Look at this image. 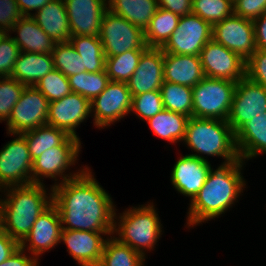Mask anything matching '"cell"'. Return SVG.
<instances>
[{"mask_svg": "<svg viewBox=\"0 0 266 266\" xmlns=\"http://www.w3.org/2000/svg\"><path fill=\"white\" fill-rule=\"evenodd\" d=\"M54 69L52 54L20 51L10 77L25 86H35L41 78Z\"/></svg>", "mask_w": 266, "mask_h": 266, "instance_id": "cell-26", "label": "cell"}, {"mask_svg": "<svg viewBox=\"0 0 266 266\" xmlns=\"http://www.w3.org/2000/svg\"><path fill=\"white\" fill-rule=\"evenodd\" d=\"M99 38L105 57L148 48L144 40V31L140 27L109 10L104 13L102 18Z\"/></svg>", "mask_w": 266, "mask_h": 266, "instance_id": "cell-8", "label": "cell"}, {"mask_svg": "<svg viewBox=\"0 0 266 266\" xmlns=\"http://www.w3.org/2000/svg\"><path fill=\"white\" fill-rule=\"evenodd\" d=\"M237 82L204 77L192 87L193 117L227 121Z\"/></svg>", "mask_w": 266, "mask_h": 266, "instance_id": "cell-7", "label": "cell"}, {"mask_svg": "<svg viewBox=\"0 0 266 266\" xmlns=\"http://www.w3.org/2000/svg\"><path fill=\"white\" fill-rule=\"evenodd\" d=\"M199 57L206 77L235 82L245 77L246 61L214 39L206 43Z\"/></svg>", "mask_w": 266, "mask_h": 266, "instance_id": "cell-15", "label": "cell"}, {"mask_svg": "<svg viewBox=\"0 0 266 266\" xmlns=\"http://www.w3.org/2000/svg\"><path fill=\"white\" fill-rule=\"evenodd\" d=\"M145 260L130 246L110 236L105 242L99 266H144Z\"/></svg>", "mask_w": 266, "mask_h": 266, "instance_id": "cell-32", "label": "cell"}, {"mask_svg": "<svg viewBox=\"0 0 266 266\" xmlns=\"http://www.w3.org/2000/svg\"><path fill=\"white\" fill-rule=\"evenodd\" d=\"M131 107L132 94L127 83L110 81L107 87L91 100L93 124L99 129L107 128L130 114Z\"/></svg>", "mask_w": 266, "mask_h": 266, "instance_id": "cell-11", "label": "cell"}, {"mask_svg": "<svg viewBox=\"0 0 266 266\" xmlns=\"http://www.w3.org/2000/svg\"><path fill=\"white\" fill-rule=\"evenodd\" d=\"M61 232L60 215L52 203L38 216L29 234L20 243V247L39 260L42 254L60 244Z\"/></svg>", "mask_w": 266, "mask_h": 266, "instance_id": "cell-17", "label": "cell"}, {"mask_svg": "<svg viewBox=\"0 0 266 266\" xmlns=\"http://www.w3.org/2000/svg\"><path fill=\"white\" fill-rule=\"evenodd\" d=\"M81 146L80 139L69 136L61 145L45 150L33 160L32 183L43 185L44 178H49L54 180V184L51 186L53 187L80 175L88 166L80 167L81 169L72 173L70 169L78 163ZM66 170L69 171V174Z\"/></svg>", "mask_w": 266, "mask_h": 266, "instance_id": "cell-6", "label": "cell"}, {"mask_svg": "<svg viewBox=\"0 0 266 266\" xmlns=\"http://www.w3.org/2000/svg\"><path fill=\"white\" fill-rule=\"evenodd\" d=\"M20 247V244L11 238L5 231H0V263L5 261Z\"/></svg>", "mask_w": 266, "mask_h": 266, "instance_id": "cell-47", "label": "cell"}, {"mask_svg": "<svg viewBox=\"0 0 266 266\" xmlns=\"http://www.w3.org/2000/svg\"><path fill=\"white\" fill-rule=\"evenodd\" d=\"M48 109V99L35 86H26L6 122V133H24L46 125Z\"/></svg>", "mask_w": 266, "mask_h": 266, "instance_id": "cell-12", "label": "cell"}, {"mask_svg": "<svg viewBox=\"0 0 266 266\" xmlns=\"http://www.w3.org/2000/svg\"><path fill=\"white\" fill-rule=\"evenodd\" d=\"M192 13L213 26L234 13V3L231 0H192Z\"/></svg>", "mask_w": 266, "mask_h": 266, "instance_id": "cell-37", "label": "cell"}, {"mask_svg": "<svg viewBox=\"0 0 266 266\" xmlns=\"http://www.w3.org/2000/svg\"><path fill=\"white\" fill-rule=\"evenodd\" d=\"M13 32L17 34H14L13 39L20 51L52 54L56 43L40 28L31 16L20 18L10 31V33Z\"/></svg>", "mask_w": 266, "mask_h": 266, "instance_id": "cell-25", "label": "cell"}, {"mask_svg": "<svg viewBox=\"0 0 266 266\" xmlns=\"http://www.w3.org/2000/svg\"><path fill=\"white\" fill-rule=\"evenodd\" d=\"M266 112V88L246 76L237 82L228 124L234 134L252 118Z\"/></svg>", "mask_w": 266, "mask_h": 266, "instance_id": "cell-13", "label": "cell"}, {"mask_svg": "<svg viewBox=\"0 0 266 266\" xmlns=\"http://www.w3.org/2000/svg\"><path fill=\"white\" fill-rule=\"evenodd\" d=\"M69 42L81 56L83 72H101L105 70V53L102 42L96 36H71Z\"/></svg>", "mask_w": 266, "mask_h": 266, "instance_id": "cell-30", "label": "cell"}, {"mask_svg": "<svg viewBox=\"0 0 266 266\" xmlns=\"http://www.w3.org/2000/svg\"><path fill=\"white\" fill-rule=\"evenodd\" d=\"M212 39L245 61L256 51L253 21L234 13L213 25Z\"/></svg>", "mask_w": 266, "mask_h": 266, "instance_id": "cell-14", "label": "cell"}, {"mask_svg": "<svg viewBox=\"0 0 266 266\" xmlns=\"http://www.w3.org/2000/svg\"><path fill=\"white\" fill-rule=\"evenodd\" d=\"M234 14L254 21L266 13V0H236Z\"/></svg>", "mask_w": 266, "mask_h": 266, "instance_id": "cell-43", "label": "cell"}, {"mask_svg": "<svg viewBox=\"0 0 266 266\" xmlns=\"http://www.w3.org/2000/svg\"><path fill=\"white\" fill-rule=\"evenodd\" d=\"M26 86L12 77H0V122H7Z\"/></svg>", "mask_w": 266, "mask_h": 266, "instance_id": "cell-39", "label": "cell"}, {"mask_svg": "<svg viewBox=\"0 0 266 266\" xmlns=\"http://www.w3.org/2000/svg\"><path fill=\"white\" fill-rule=\"evenodd\" d=\"M22 17L16 0H0V27L10 33L14 24Z\"/></svg>", "mask_w": 266, "mask_h": 266, "instance_id": "cell-44", "label": "cell"}, {"mask_svg": "<svg viewBox=\"0 0 266 266\" xmlns=\"http://www.w3.org/2000/svg\"><path fill=\"white\" fill-rule=\"evenodd\" d=\"M87 167L77 177L52 187L62 229L113 235L115 203ZM67 225V226H66Z\"/></svg>", "mask_w": 266, "mask_h": 266, "instance_id": "cell-1", "label": "cell"}, {"mask_svg": "<svg viewBox=\"0 0 266 266\" xmlns=\"http://www.w3.org/2000/svg\"><path fill=\"white\" fill-rule=\"evenodd\" d=\"M55 42H67L72 36L63 0H52L31 16Z\"/></svg>", "mask_w": 266, "mask_h": 266, "instance_id": "cell-24", "label": "cell"}, {"mask_svg": "<svg viewBox=\"0 0 266 266\" xmlns=\"http://www.w3.org/2000/svg\"><path fill=\"white\" fill-rule=\"evenodd\" d=\"M180 16L163 8H158L144 30V40L148 47L161 48L178 26Z\"/></svg>", "mask_w": 266, "mask_h": 266, "instance_id": "cell-29", "label": "cell"}, {"mask_svg": "<svg viewBox=\"0 0 266 266\" xmlns=\"http://www.w3.org/2000/svg\"><path fill=\"white\" fill-rule=\"evenodd\" d=\"M89 116L91 117V101L71 92L62 99L49 102L47 124L80 139L76 134V128Z\"/></svg>", "mask_w": 266, "mask_h": 266, "instance_id": "cell-16", "label": "cell"}, {"mask_svg": "<svg viewBox=\"0 0 266 266\" xmlns=\"http://www.w3.org/2000/svg\"><path fill=\"white\" fill-rule=\"evenodd\" d=\"M235 144L244 162L266 154V112L252 118L235 133Z\"/></svg>", "mask_w": 266, "mask_h": 266, "instance_id": "cell-23", "label": "cell"}, {"mask_svg": "<svg viewBox=\"0 0 266 266\" xmlns=\"http://www.w3.org/2000/svg\"><path fill=\"white\" fill-rule=\"evenodd\" d=\"M246 162L240 158L211 167L206 181L189 203L186 225L194 227L214 218H219L238 202L246 188L242 170ZM191 226V227H190Z\"/></svg>", "mask_w": 266, "mask_h": 266, "instance_id": "cell-2", "label": "cell"}, {"mask_svg": "<svg viewBox=\"0 0 266 266\" xmlns=\"http://www.w3.org/2000/svg\"><path fill=\"white\" fill-rule=\"evenodd\" d=\"M21 134L26 139L32 160L45 150L61 145L69 137L63 130L48 124Z\"/></svg>", "mask_w": 266, "mask_h": 266, "instance_id": "cell-31", "label": "cell"}, {"mask_svg": "<svg viewBox=\"0 0 266 266\" xmlns=\"http://www.w3.org/2000/svg\"><path fill=\"white\" fill-rule=\"evenodd\" d=\"M20 53L11 33L0 40V77H10Z\"/></svg>", "mask_w": 266, "mask_h": 266, "instance_id": "cell-41", "label": "cell"}, {"mask_svg": "<svg viewBox=\"0 0 266 266\" xmlns=\"http://www.w3.org/2000/svg\"><path fill=\"white\" fill-rule=\"evenodd\" d=\"M52 56L55 69L66 77L83 72L82 58L69 41L56 43Z\"/></svg>", "mask_w": 266, "mask_h": 266, "instance_id": "cell-36", "label": "cell"}, {"mask_svg": "<svg viewBox=\"0 0 266 266\" xmlns=\"http://www.w3.org/2000/svg\"><path fill=\"white\" fill-rule=\"evenodd\" d=\"M183 143L191 149L189 155L204 161L209 160L204 155L222 157L223 163L239 158L235 134L225 120L190 117Z\"/></svg>", "mask_w": 266, "mask_h": 266, "instance_id": "cell-4", "label": "cell"}, {"mask_svg": "<svg viewBox=\"0 0 266 266\" xmlns=\"http://www.w3.org/2000/svg\"><path fill=\"white\" fill-rule=\"evenodd\" d=\"M71 91L93 100L109 84L110 78L106 70L101 72H81L68 77Z\"/></svg>", "mask_w": 266, "mask_h": 266, "instance_id": "cell-34", "label": "cell"}, {"mask_svg": "<svg viewBox=\"0 0 266 266\" xmlns=\"http://www.w3.org/2000/svg\"><path fill=\"white\" fill-rule=\"evenodd\" d=\"M163 107L166 110L193 116L192 88L164 81L160 88Z\"/></svg>", "mask_w": 266, "mask_h": 266, "instance_id": "cell-33", "label": "cell"}, {"mask_svg": "<svg viewBox=\"0 0 266 266\" xmlns=\"http://www.w3.org/2000/svg\"><path fill=\"white\" fill-rule=\"evenodd\" d=\"M107 6L109 11L143 31L159 8L157 0H107Z\"/></svg>", "mask_w": 266, "mask_h": 266, "instance_id": "cell-27", "label": "cell"}, {"mask_svg": "<svg viewBox=\"0 0 266 266\" xmlns=\"http://www.w3.org/2000/svg\"><path fill=\"white\" fill-rule=\"evenodd\" d=\"M8 34L6 30L0 27V40Z\"/></svg>", "mask_w": 266, "mask_h": 266, "instance_id": "cell-51", "label": "cell"}, {"mask_svg": "<svg viewBox=\"0 0 266 266\" xmlns=\"http://www.w3.org/2000/svg\"><path fill=\"white\" fill-rule=\"evenodd\" d=\"M213 26L200 16L190 13L181 16L178 26L161 47L164 53L198 55L212 39Z\"/></svg>", "mask_w": 266, "mask_h": 266, "instance_id": "cell-10", "label": "cell"}, {"mask_svg": "<svg viewBox=\"0 0 266 266\" xmlns=\"http://www.w3.org/2000/svg\"><path fill=\"white\" fill-rule=\"evenodd\" d=\"M145 50H130L125 53L106 57L105 70L110 81L126 82L138 67L141 54Z\"/></svg>", "mask_w": 266, "mask_h": 266, "instance_id": "cell-35", "label": "cell"}, {"mask_svg": "<svg viewBox=\"0 0 266 266\" xmlns=\"http://www.w3.org/2000/svg\"><path fill=\"white\" fill-rule=\"evenodd\" d=\"M23 16H32V11L36 13L40 8L52 0H16ZM31 11V12H30Z\"/></svg>", "mask_w": 266, "mask_h": 266, "instance_id": "cell-49", "label": "cell"}, {"mask_svg": "<svg viewBox=\"0 0 266 266\" xmlns=\"http://www.w3.org/2000/svg\"><path fill=\"white\" fill-rule=\"evenodd\" d=\"M211 167L210 161L189 154L181 155L172 168L171 184L178 193L189 197L191 202L203 187Z\"/></svg>", "mask_w": 266, "mask_h": 266, "instance_id": "cell-20", "label": "cell"}, {"mask_svg": "<svg viewBox=\"0 0 266 266\" xmlns=\"http://www.w3.org/2000/svg\"><path fill=\"white\" fill-rule=\"evenodd\" d=\"M25 252L21 247L17 248L8 259L0 263V266H39L40 261Z\"/></svg>", "mask_w": 266, "mask_h": 266, "instance_id": "cell-45", "label": "cell"}, {"mask_svg": "<svg viewBox=\"0 0 266 266\" xmlns=\"http://www.w3.org/2000/svg\"><path fill=\"white\" fill-rule=\"evenodd\" d=\"M104 232L62 229L60 243L63 242L70 256L79 266H99L104 245L108 237Z\"/></svg>", "mask_w": 266, "mask_h": 266, "instance_id": "cell-19", "label": "cell"}, {"mask_svg": "<svg viewBox=\"0 0 266 266\" xmlns=\"http://www.w3.org/2000/svg\"><path fill=\"white\" fill-rule=\"evenodd\" d=\"M245 76L266 88V51H256L246 60Z\"/></svg>", "mask_w": 266, "mask_h": 266, "instance_id": "cell-42", "label": "cell"}, {"mask_svg": "<svg viewBox=\"0 0 266 266\" xmlns=\"http://www.w3.org/2000/svg\"><path fill=\"white\" fill-rule=\"evenodd\" d=\"M158 7L171 11L178 16L192 13V0H157Z\"/></svg>", "mask_w": 266, "mask_h": 266, "instance_id": "cell-46", "label": "cell"}, {"mask_svg": "<svg viewBox=\"0 0 266 266\" xmlns=\"http://www.w3.org/2000/svg\"><path fill=\"white\" fill-rule=\"evenodd\" d=\"M256 49L266 51V13L253 21Z\"/></svg>", "mask_w": 266, "mask_h": 266, "instance_id": "cell-48", "label": "cell"}, {"mask_svg": "<svg viewBox=\"0 0 266 266\" xmlns=\"http://www.w3.org/2000/svg\"><path fill=\"white\" fill-rule=\"evenodd\" d=\"M116 211L117 209L114 214L112 236H116L120 243L130 246L146 258V253L154 250L163 234V225L154 203L132 206L123 213L117 214Z\"/></svg>", "mask_w": 266, "mask_h": 266, "instance_id": "cell-5", "label": "cell"}, {"mask_svg": "<svg viewBox=\"0 0 266 266\" xmlns=\"http://www.w3.org/2000/svg\"><path fill=\"white\" fill-rule=\"evenodd\" d=\"M14 135L0 150V190L10 186L32 184V166L28 144L21 133Z\"/></svg>", "mask_w": 266, "mask_h": 266, "instance_id": "cell-9", "label": "cell"}, {"mask_svg": "<svg viewBox=\"0 0 266 266\" xmlns=\"http://www.w3.org/2000/svg\"><path fill=\"white\" fill-rule=\"evenodd\" d=\"M164 52L161 48L148 47L140 56L138 67L127 81L132 96L160 90L163 79Z\"/></svg>", "mask_w": 266, "mask_h": 266, "instance_id": "cell-21", "label": "cell"}, {"mask_svg": "<svg viewBox=\"0 0 266 266\" xmlns=\"http://www.w3.org/2000/svg\"><path fill=\"white\" fill-rule=\"evenodd\" d=\"M189 118L184 114L164 109L149 118L146 123L157 137L175 144L183 142Z\"/></svg>", "mask_w": 266, "mask_h": 266, "instance_id": "cell-28", "label": "cell"}, {"mask_svg": "<svg viewBox=\"0 0 266 266\" xmlns=\"http://www.w3.org/2000/svg\"><path fill=\"white\" fill-rule=\"evenodd\" d=\"M2 215H3V199L0 198V231L3 230Z\"/></svg>", "mask_w": 266, "mask_h": 266, "instance_id": "cell-50", "label": "cell"}, {"mask_svg": "<svg viewBox=\"0 0 266 266\" xmlns=\"http://www.w3.org/2000/svg\"><path fill=\"white\" fill-rule=\"evenodd\" d=\"M35 87L49 102L62 99L72 92L68 77L56 69L41 78Z\"/></svg>", "mask_w": 266, "mask_h": 266, "instance_id": "cell-38", "label": "cell"}, {"mask_svg": "<svg viewBox=\"0 0 266 266\" xmlns=\"http://www.w3.org/2000/svg\"><path fill=\"white\" fill-rule=\"evenodd\" d=\"M72 36L99 37L107 0H63Z\"/></svg>", "mask_w": 266, "mask_h": 266, "instance_id": "cell-18", "label": "cell"}, {"mask_svg": "<svg viewBox=\"0 0 266 266\" xmlns=\"http://www.w3.org/2000/svg\"><path fill=\"white\" fill-rule=\"evenodd\" d=\"M204 77L202 64L198 55L164 53V81L192 88Z\"/></svg>", "mask_w": 266, "mask_h": 266, "instance_id": "cell-22", "label": "cell"}, {"mask_svg": "<svg viewBox=\"0 0 266 266\" xmlns=\"http://www.w3.org/2000/svg\"><path fill=\"white\" fill-rule=\"evenodd\" d=\"M164 110L160 90L145 92L132 96L131 114H136L138 119L147 121L157 113Z\"/></svg>", "mask_w": 266, "mask_h": 266, "instance_id": "cell-40", "label": "cell"}, {"mask_svg": "<svg viewBox=\"0 0 266 266\" xmlns=\"http://www.w3.org/2000/svg\"><path fill=\"white\" fill-rule=\"evenodd\" d=\"M46 187L45 184L32 183L0 190L5 195L3 231L19 244L29 234L38 216L52 204V187L50 190Z\"/></svg>", "mask_w": 266, "mask_h": 266, "instance_id": "cell-3", "label": "cell"}]
</instances>
